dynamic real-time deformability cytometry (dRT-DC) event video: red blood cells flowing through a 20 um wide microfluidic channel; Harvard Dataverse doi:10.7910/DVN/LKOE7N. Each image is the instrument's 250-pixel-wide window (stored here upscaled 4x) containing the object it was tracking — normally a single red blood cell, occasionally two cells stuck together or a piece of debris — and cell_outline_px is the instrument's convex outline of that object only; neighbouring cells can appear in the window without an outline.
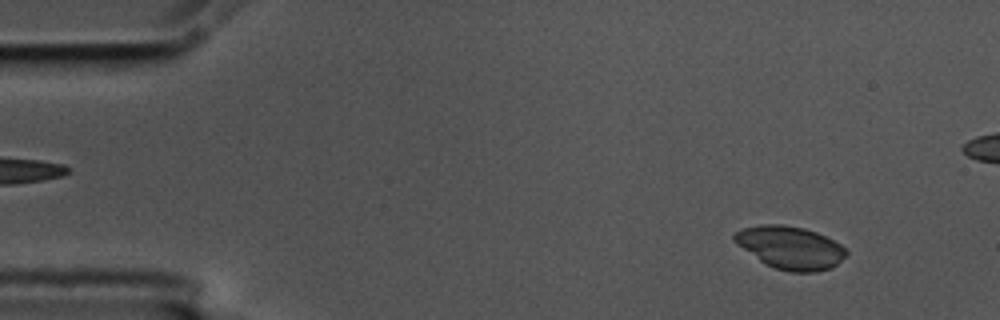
{"species": "common noctule bat (a hibernating species)", "species_latin": "Nyctalus noctula", "temperature_condition": "cold", "stored_images_in_passage": 57, "camera_frame_rate_fps": 3000, "um_per_image_px": 0.085, "animal": {"sex": "male", "body_mass_g": 17.5, "forearm_length_mm": 52.3}, "frame": {"image": 1, "passage_image": 5, "time_ms": 1.333, "image_size_px": [1000, 320], "cell_outline_px": [[848, 252], [832, 268], [816, 272], [788, 272], [764, 264], [736, 244], [732, 240], [732, 236], [740, 228], [760, 224], [780, 224], [804, 228], [816, 232], [840, 244]], "centroid_in_image_um": [67.12, 21.04], "position_along_channel_um": 17.9, "area_um2": 27.98}}
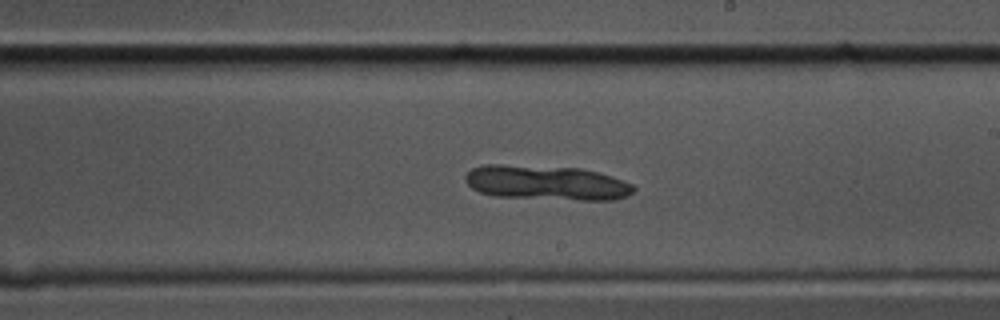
{"frame": {"image": 2, "passage_image": 32, "time_ms": 10.333, "image_size_px": [1000, 320], "cell_outline_px": [[636, 188], [632, 192], [624, 196], [612, 200], [580, 200], [496, 196], [480, 192], [472, 188], [464, 180], [464, 176], [472, 168], [484, 164], [500, 164], [580, 168], [612, 176], [632, 184]], "centroid_in_image_um": [46.41, 15.53], "position_along_channel_um": 242.6, "area_um2": 33.93}}
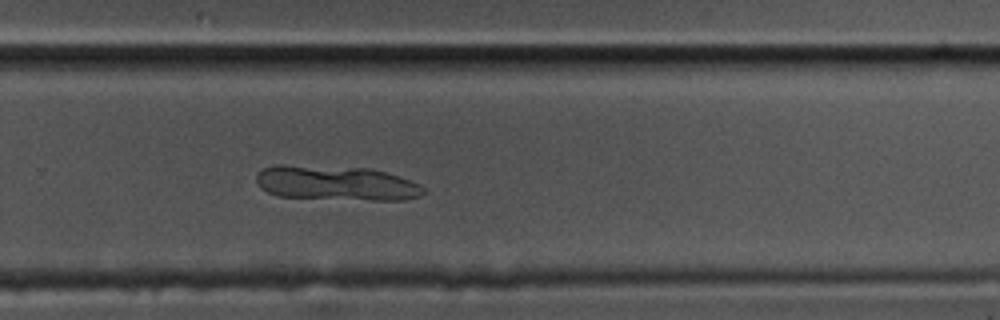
{"frame": {"image": 3, "passage_image": 37, "time_ms": 12.0, "image_size_px": [1000, 320], "cell_outline_px": [[424, 192], [420, 196], [404, 200], [372, 200], [280, 196], [268, 192], [260, 188], [256, 184], [256, 176], [264, 168], [276, 164], [284, 164], [368, 168], [384, 172], [420, 184], [424, 188]], "centroid_in_image_um": [28.54, 15.56], "position_along_channel_um": 301.3, "area_um2": 33.64}}